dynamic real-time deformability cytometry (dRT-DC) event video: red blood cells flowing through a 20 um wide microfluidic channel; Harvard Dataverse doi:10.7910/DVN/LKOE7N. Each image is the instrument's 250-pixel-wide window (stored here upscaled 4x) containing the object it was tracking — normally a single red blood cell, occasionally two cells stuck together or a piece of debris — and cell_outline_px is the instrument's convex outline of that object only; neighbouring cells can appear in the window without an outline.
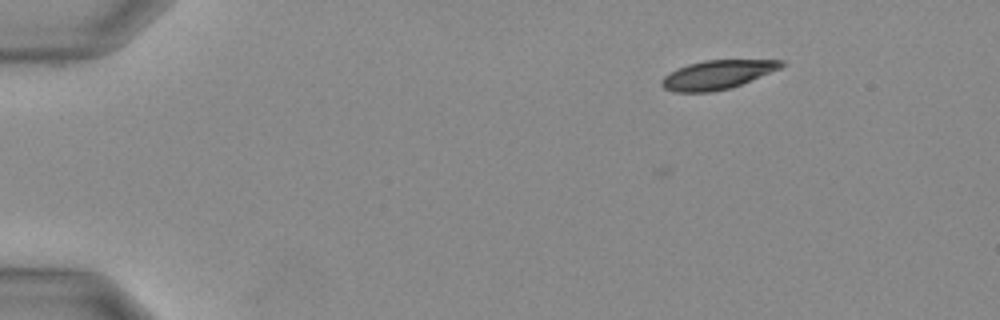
{"species": "Egyptian fruit bat (a non-hibernating species)", "species_latin": "Rousettus aegyptiacus", "temperature_condition": "warm", "stored_images_in_passage": 29, "camera_frame_rate_fps": 3000, "um_per_image_px": 0.085, "animal": {"sex": "female"}, "frame": {"image": 1, "passage_image": 1, "time_ms": 0.0, "image_size_px": [1000, 320], "cell_outline_px": [[784, 64], [780, 68], [732, 88], [712, 92], [676, 92], [664, 88], [660, 84], [660, 80], [664, 76], [688, 64], [704, 60], [784, 60]], "centroid_in_image_um": [60.96, 6.36], "position_along_channel_um": 24.0, "area_um2": 19.94}}
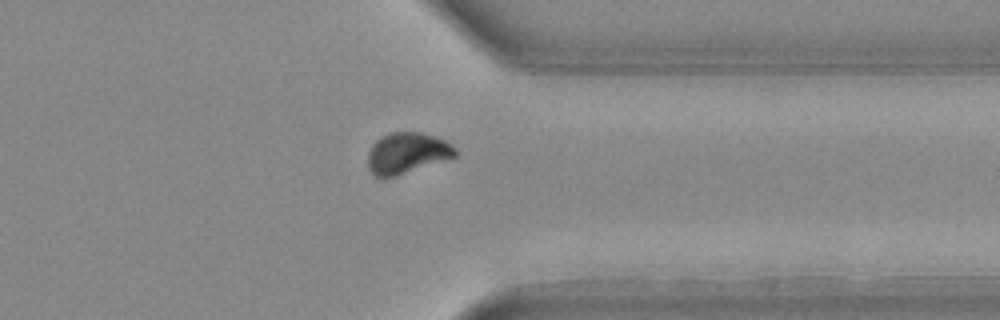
{"frame": {"image": 2, "passage_image": 24, "time_ms": 7.667, "image_size_px": [1000, 320], "cell_outline_px": [[456, 156], [384, 180], [376, 176], [368, 168], [368, 152], [372, 144], [380, 136], [392, 132], [420, 132], [436, 136], [452, 144], [456, 148]], "centroid_in_image_um": [34.56, 13.01], "position_along_channel_um": 376.8, "area_um2": 21.04}}
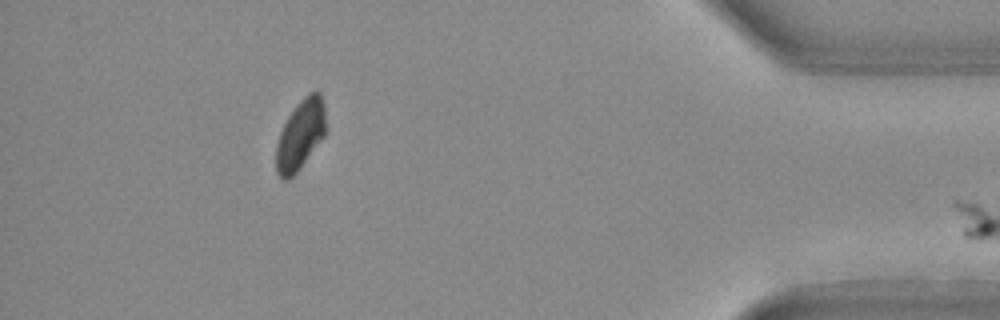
{"frame": {"image": 3, "passage_image": 28, "time_ms": 9.0, "image_size_px": [1000, 320], "cell_outline_px": [[324, 136], [300, 168], [292, 176], [284, 180], [276, 172], [276, 144], [280, 132], [288, 116], [300, 100], [308, 92], [316, 88], [320, 92], [324, 104]], "centroid_in_image_um": [25.52, 11.41], "position_along_channel_um": 409.7, "area_um2": 20.06}}